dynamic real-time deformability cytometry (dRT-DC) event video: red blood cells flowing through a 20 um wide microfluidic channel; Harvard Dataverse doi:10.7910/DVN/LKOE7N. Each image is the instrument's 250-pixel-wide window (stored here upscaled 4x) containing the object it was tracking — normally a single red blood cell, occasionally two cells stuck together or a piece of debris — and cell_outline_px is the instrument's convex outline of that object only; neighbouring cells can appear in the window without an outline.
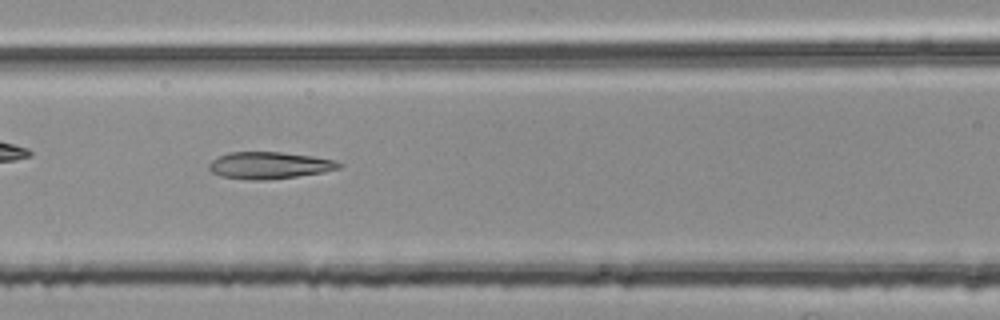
{"species": "common noctule bat (a hibernating species)", "species_latin": "Nyctalus noctula", "temperature_condition": "room temperature", "stored_images_in_passage": 34, "camera_frame_rate_fps": 3000, "um_per_image_px": 0.085, "animal": {"sex": "female", "body_mass_g": 25.1}, "frame": {"image": 1, "passage_image": 7, "time_ms": 2.0, "image_size_px": [1000, 320], "cell_outline_px": [[344, 164], [340, 168], [324, 172], [296, 176], [264, 180], [248, 180], [220, 176], [212, 172], [208, 168], [208, 164], [216, 156], [228, 152], [280, 152], [312, 156], [336, 160]], "centroid_in_image_um": [22.88, 14.05], "position_along_channel_um": 143.7, "area_um2": 20.52}}
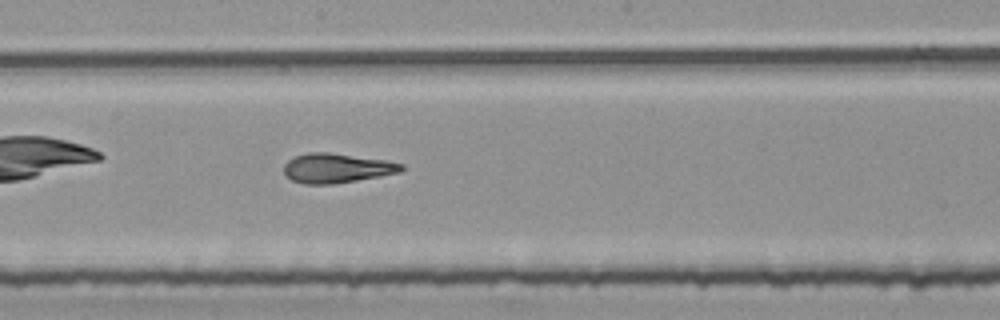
{"frame": {"image": 2, "passage_image": 13, "time_ms": 4.0, "image_size_px": [1000, 320], "cell_outline_px": [[404, 168], [400, 172], [380, 176], [332, 184], [304, 184], [292, 180], [284, 176], [284, 164], [288, 160], [296, 156], [308, 152], [328, 152], [384, 160], [404, 164]], "centroid_in_image_um": [28.58, 14.29], "position_along_channel_um": 219.6, "area_um2": 20.11}}
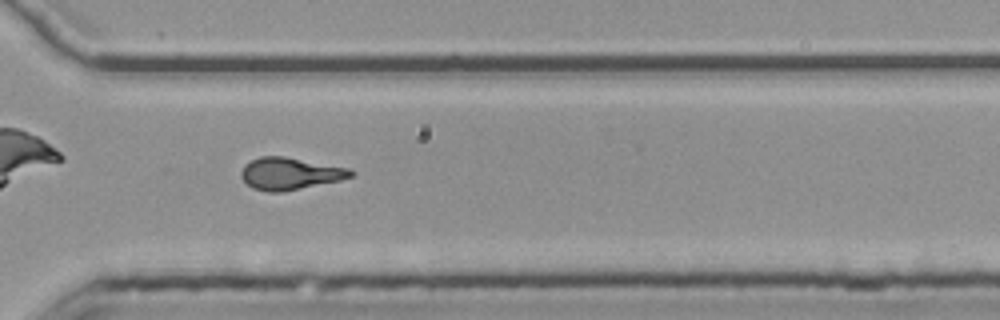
{"frame": {"image": 3, "passage_image": 23, "time_ms": 7.333, "image_size_px": [1000, 320], "cell_outline_px": [[356, 172], [352, 176], [340, 180], [284, 192], [268, 192], [252, 188], [240, 176], [240, 172], [244, 164], [260, 156], [284, 156], [352, 168]], "centroid_in_image_um": [24.67, 14.75], "position_along_channel_um": 345.9, "area_um2": 20.75}, "authors_computed_cell_mechanics": {"area_um2": 19.8254, "velocity_mm_per_s": 3.8006, "shape_relaxation_time_tau1_ms": 8.4203, "shape_relaxation_time_tau2_ms": 1.66, "deformation_change_tau1": 0.2569, "deformation_change_tau2": 0.107}}